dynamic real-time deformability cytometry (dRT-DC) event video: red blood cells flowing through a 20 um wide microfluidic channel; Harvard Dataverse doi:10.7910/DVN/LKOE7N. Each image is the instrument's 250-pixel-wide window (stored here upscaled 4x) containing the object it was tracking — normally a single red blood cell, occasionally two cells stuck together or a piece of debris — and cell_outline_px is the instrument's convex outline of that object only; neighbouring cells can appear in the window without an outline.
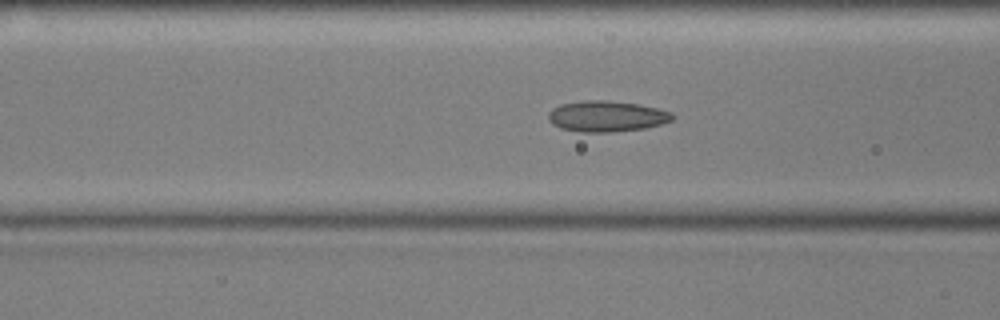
{"species": "common noctule bat (a hibernating species)", "species_latin": "Nyctalus noctula", "temperature_condition": "cold", "stored_images_in_passage": 39, "camera_frame_rate_fps": 3000, "um_per_image_px": 0.085, "animal": {"sex": "male", "body_mass_g": 17.9, "forearm_length_mm": 54.2}, "frame": {"image": 1, "passage_image": 5, "time_ms": 1.333, "image_size_px": [1000, 320], "cell_outline_px": [[672, 120], [660, 124], [644, 128], [608, 132], [580, 132], [560, 128], [552, 124], [548, 120], [548, 112], [552, 108], [560, 104], [584, 100], [608, 100], [636, 104], [656, 108], [672, 112]], "centroid_in_image_um": [51.5, 9.88], "position_along_channel_um": 115.1, "area_um2": 22.25}}
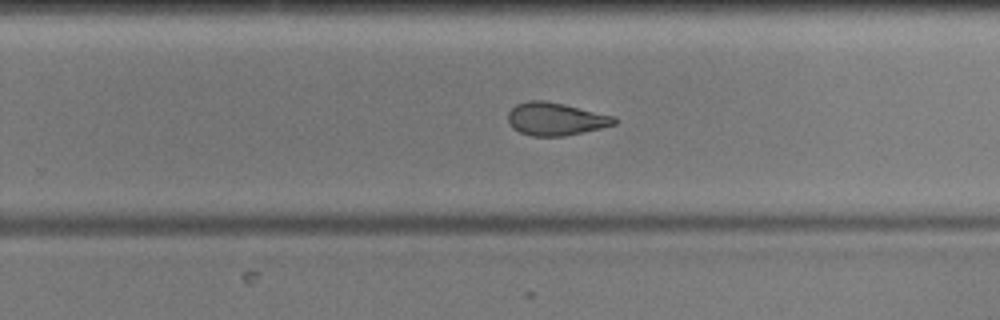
{"frame": {"image": 2, "passage_image": 19, "time_ms": 6.0, "image_size_px": [1000, 320], "cell_outline_px": [[620, 120], [616, 124], [584, 132], [564, 136], [532, 136], [520, 132], [512, 128], [508, 120], [508, 112], [516, 104], [528, 100], [544, 100], [564, 104], [616, 116]], "centroid_in_image_um": [47.25, 10.11], "position_along_channel_um": 282.5, "area_um2": 20.52}}
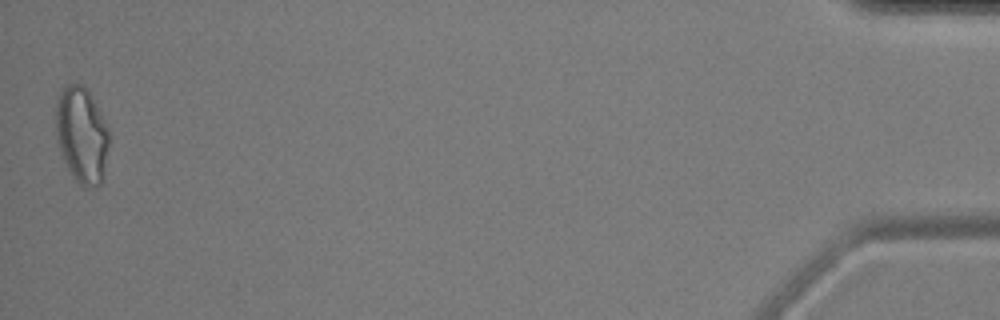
{"frame": {"image": 3, "passage_image": 39, "time_ms": 12.667, "image_size_px": [1000, 320], "cell_outline_px": [[108, 144], [104, 176], [100, 184], [88, 188], [84, 188], [76, 180], [60, 156], [56, 140], [56, 96], [60, 88], [72, 80], [84, 84], [96, 104], [108, 128]], "centroid_in_image_um": [6.91, 11.41], "position_along_channel_um": 428.3, "area_um2": 30.46}, "authors_computed_cell_mechanics": {"area_um2": 21.7328, "velocity_mm_per_s": 3.5851, "shape_relaxation_time_tau1_ms": null, "shape_relaxation_time_tau2_ms": 3.2822, "deformation_change_tau1": null, "deformation_change_tau2": 0.09}}